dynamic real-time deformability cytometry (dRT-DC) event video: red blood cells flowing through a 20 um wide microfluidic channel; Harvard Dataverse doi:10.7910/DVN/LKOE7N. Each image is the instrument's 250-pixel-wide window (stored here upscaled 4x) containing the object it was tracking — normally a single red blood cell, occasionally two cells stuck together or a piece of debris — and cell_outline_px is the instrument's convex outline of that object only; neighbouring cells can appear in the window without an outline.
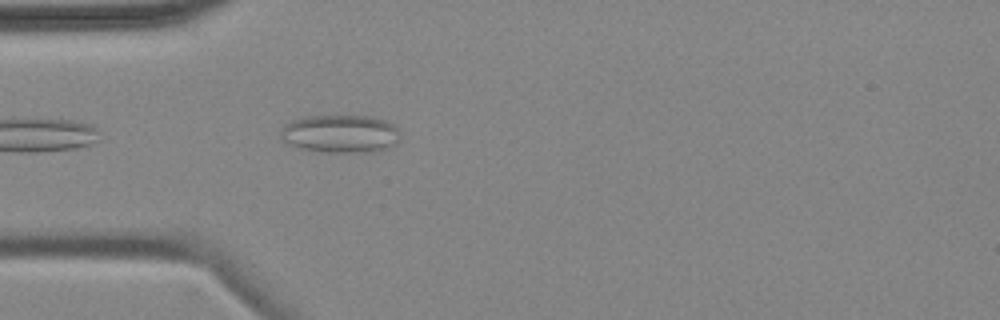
{"species": "common noctule bat (a hibernating species)", "species_latin": "Nyctalus noctula", "temperature_condition": "cold", "stored_images_in_passage": 5, "camera_frame_rate_fps": 3000, "um_per_image_px": 0.085, "animal": {"sex": "female", "body_mass_g": 18.4}, "frame": {"image": 1, "passage_image": 5, "time_ms": 4.667, "image_size_px": [1000, 320], "cell_outline_px": [[400, 140], [396, 144], [388, 148], [372, 152], [328, 152], [300, 148], [284, 140], [280, 136], [280, 132], [284, 124], [292, 120], [308, 116], [372, 116], [384, 120], [392, 124], [400, 132]], "centroid_in_image_um": [28.97, 11.37], "position_along_channel_um": 56.0, "area_um2": 26.47}}